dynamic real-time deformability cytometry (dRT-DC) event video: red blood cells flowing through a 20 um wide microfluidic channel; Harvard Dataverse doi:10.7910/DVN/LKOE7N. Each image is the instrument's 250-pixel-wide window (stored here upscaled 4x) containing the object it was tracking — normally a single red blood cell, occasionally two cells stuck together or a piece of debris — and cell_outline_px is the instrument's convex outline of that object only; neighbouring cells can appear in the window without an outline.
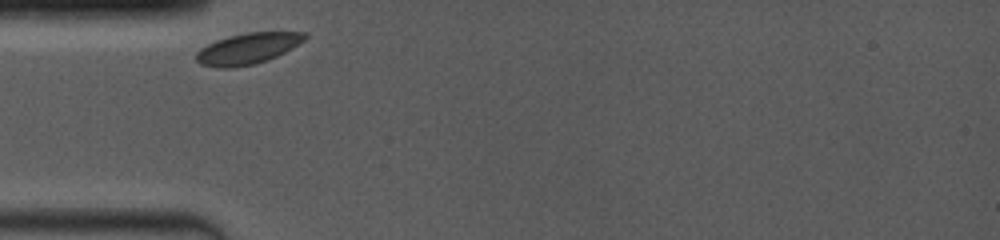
{"species": "common noctule bat (a hibernating species)", "species_latin": "Nyctalus noctula", "temperature_condition": "room temperature", "stored_images_in_passage": 13, "camera_frame_rate_fps": 4000, "um_per_image_px": 0.085, "animal": {"sex": "female", "body_mass_g": 19.0, "forearm_length_mm": 53.3}, "frame": {"image": 1, "passage_image": 1, "time_ms": 0.0, "image_size_px": [1000, 240], "cell_outline_px": [[308, 36], [304, 40], [284, 52], [268, 60], [252, 64], [232, 68], [216, 68], [200, 64], [196, 60], [196, 52], [200, 48], [216, 40], [228, 36], [248, 32], [308, 32]], "centroid_in_image_um": [21.03, 4.13], "position_along_channel_um": 64.0, "area_um2": 19.59}}
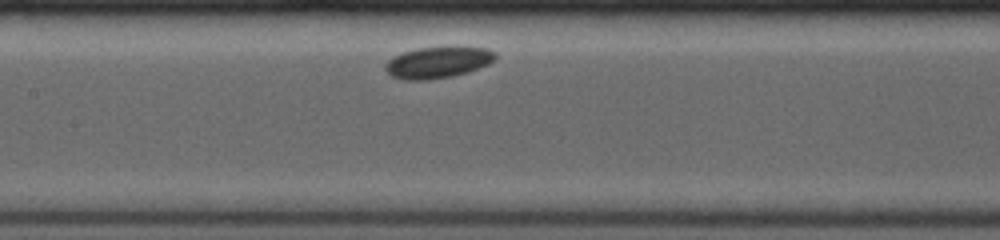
{"frame": {"image": 2, "passage_image": 8, "time_ms": 3.0, "image_size_px": [1000, 240], "cell_outline_px": [[496, 60], [488, 64], [468, 72], [452, 76], [428, 80], [404, 80], [392, 76], [384, 68], [384, 64], [392, 56], [404, 52], [420, 48], [448, 44], [456, 44], [488, 48], [496, 52]], "centroid_in_image_um": [37.27, 5.25], "position_along_channel_um": 170.1, "area_um2": 20.98}}
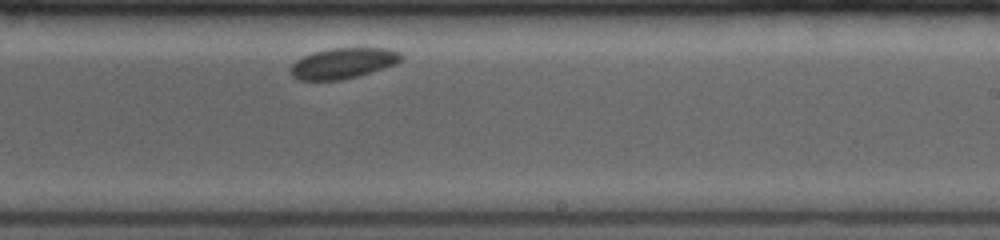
{"frame": {"image": 3, "passage_image": 13, "time_ms": 5.5, "image_size_px": [1000, 240], "cell_outline_px": [[404, 56], [396, 64], [356, 76], [340, 80], [300, 80], [292, 76], [288, 68], [296, 60], [304, 56], [328, 48], [388, 48], [400, 52]], "centroid_in_image_um": [29.15, 5.37], "position_along_channel_um": 259.9, "area_um2": 19.65}}